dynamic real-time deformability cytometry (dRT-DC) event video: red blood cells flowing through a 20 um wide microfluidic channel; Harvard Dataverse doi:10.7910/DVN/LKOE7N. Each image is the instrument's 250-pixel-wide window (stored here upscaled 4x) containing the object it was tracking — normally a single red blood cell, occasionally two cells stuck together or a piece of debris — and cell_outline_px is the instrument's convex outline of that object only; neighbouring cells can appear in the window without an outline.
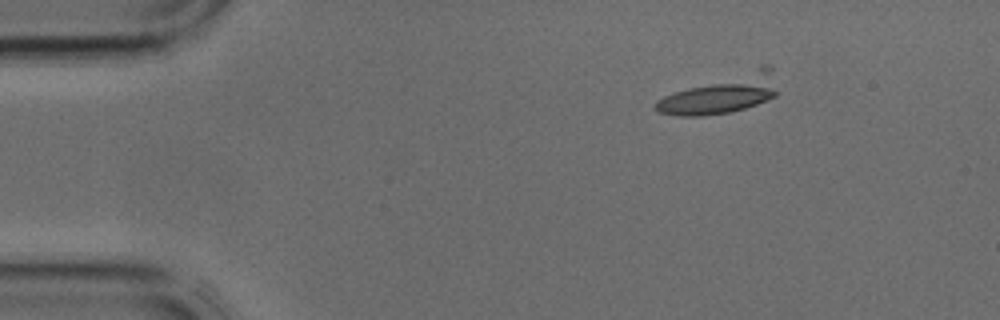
{"species": "common noctule bat (a hibernating species)", "species_latin": "Nyctalus noctula", "temperature_condition": "cold", "stored_images_in_passage": 3, "camera_frame_rate_fps": 3000, "um_per_image_px": 0.085, "animal": {"sex": "male", "body_mass_g": 17.9, "forearm_length_mm": 54.2}, "frame": {"image": 1, "passage_image": 1, "time_ms": 0.0, "image_size_px": [1000, 320], "cell_outline_px": [[776, 96], [756, 104], [744, 108], [728, 112], [700, 116], [676, 116], [656, 112], [652, 108], [652, 104], [656, 100], [664, 96], [760, 64], [772, 64], [776, 92]], "centroid_in_image_um": [61.32, 7.98], "position_along_channel_um": 23.7, "area_um2": 27.28}}
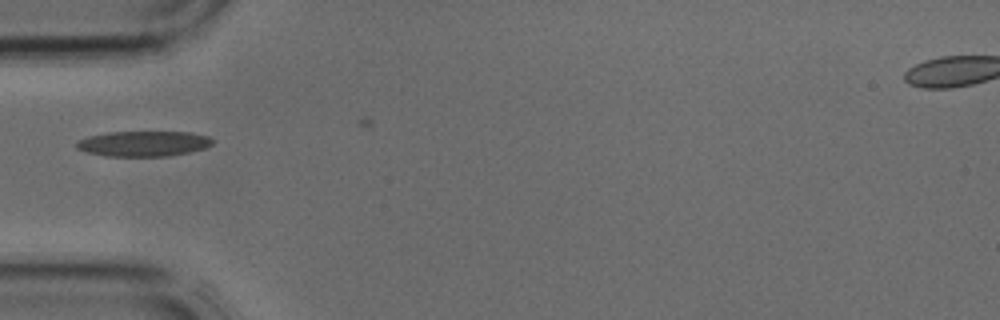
{"frame": {"image": 2, "passage_image": 3, "time_ms": 0.667, "image_size_px": [1000, 320], "cell_outline_px": [[216, 140], [212, 144], [204, 148], [188, 152], [168, 156], [104, 156], [88, 152], [76, 148], [76, 140], [88, 136], [108, 132], [192, 132], [208, 136]], "centroid_in_image_um": [12.2, 12.2], "position_along_channel_um": 72.8, "area_um2": 20.17}}